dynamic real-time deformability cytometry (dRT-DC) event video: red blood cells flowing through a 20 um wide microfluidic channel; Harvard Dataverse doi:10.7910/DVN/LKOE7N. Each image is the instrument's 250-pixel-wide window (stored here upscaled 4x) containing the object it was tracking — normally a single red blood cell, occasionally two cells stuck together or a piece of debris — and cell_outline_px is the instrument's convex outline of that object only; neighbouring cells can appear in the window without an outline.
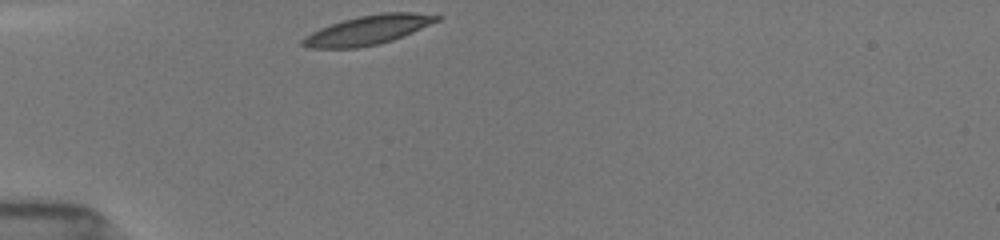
{"species": "common noctule bat (a hibernating species)", "species_latin": "Nyctalus noctula", "temperature_condition": "room temperature", "stored_images_in_passage": 30, "camera_frame_rate_fps": 3000, "um_per_image_px": 0.085, "animal": {"sex": "female", "body_mass_g": 19.5, "forearm_length_mm": 54.1}, "frame": {"image": 1, "passage_image": 1, "time_ms": 0.0, "image_size_px": [1000, 240], "cell_outline_px": [[440, 20], [412, 32], [392, 40], [376, 44], [356, 48], [308, 48], [300, 44], [300, 40], [304, 36], [320, 28], [344, 20], [360, 16], [380, 12], [412, 12], [440, 16]], "centroid_in_image_um": [31.24, 2.55], "position_along_channel_um": 53.8, "area_um2": 22.6}}
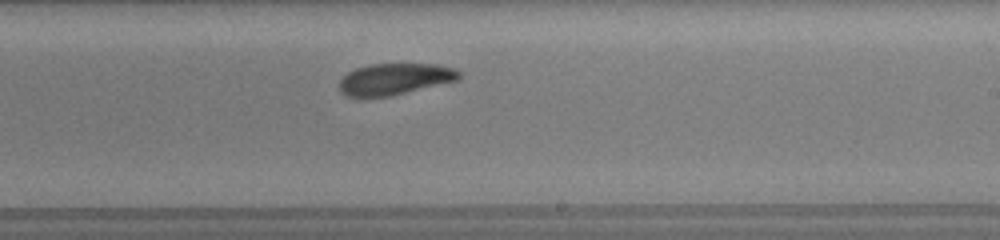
{"frame": {"image": 2, "passage_image": 18, "time_ms": 5.667, "image_size_px": [1000, 240], "cell_outline_px": [[460, 76], [456, 80], [392, 96], [344, 96], [340, 92], [340, 80], [348, 72], [356, 68], [368, 64], [440, 64], [452, 68], [460, 72]], "centroid_in_image_um": [33.53, 6.71], "position_along_channel_um": 255.5, "area_um2": 21.73}}
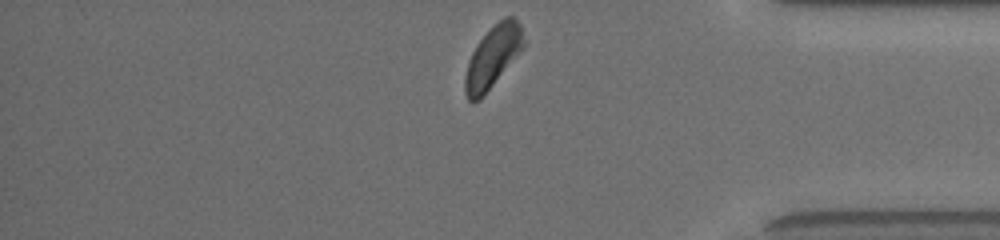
{"frame": {"image": 3, "passage_image": 30, "time_ms": 9.667, "image_size_px": [1000, 240], "cell_outline_px": [[524, 48], [484, 96], [480, 100], [472, 104], [468, 100], [464, 92], [464, 76], [468, 60], [472, 52], [480, 40], [504, 16], [516, 16], [520, 24], [524, 40]], "centroid_in_image_um": [41.88, 4.88], "position_along_channel_um": 393.3, "area_um2": 21.27}, "authors_computed_cell_mechanics": {"area_um2": 22.8599, "velocity_mm_per_s": 3.8623, "shape_relaxation_time_tau1_ms": 2.261, "shape_relaxation_time_tau2_ms": 6.3544, "deformation_change_tau1": 0.1047, "deformation_change_tau2": 0.1212}}